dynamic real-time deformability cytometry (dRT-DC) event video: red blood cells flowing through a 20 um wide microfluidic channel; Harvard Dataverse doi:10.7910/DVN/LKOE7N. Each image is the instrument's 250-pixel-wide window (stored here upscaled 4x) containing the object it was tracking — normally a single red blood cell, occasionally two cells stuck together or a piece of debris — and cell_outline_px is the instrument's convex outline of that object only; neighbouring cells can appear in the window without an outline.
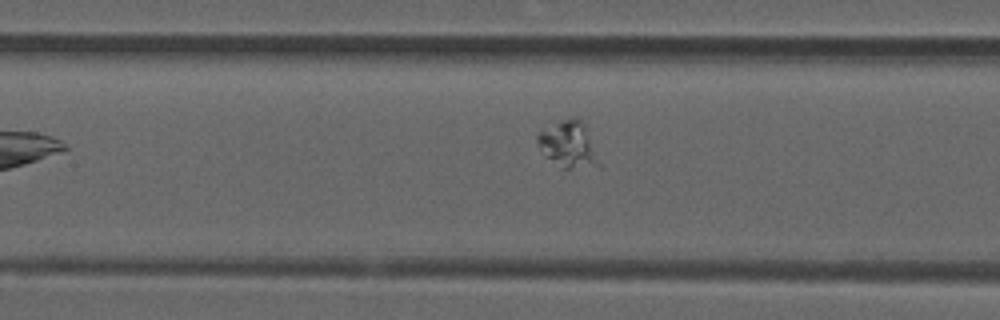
{"species": "common noctule bat (a hibernating species)", "species_latin": "Nyctalus noctula", "temperature_condition": "room temperature", "stored_images_in_passage": 7, "camera_frame_rate_fps": 3000, "um_per_image_px": 0.085, "animal": {"sex": "male", "forearm_length_mm": 52.5}, "frame": {"image": 1, "passage_image": 6, "time_ms": 1.667, "image_size_px": [1000, 320], "cell_outline_px": [[600, 168], [564, 168], [540, 152], [536, 140], [536, 136], [540, 132], [564, 120], [576, 116], [584, 124], [600, 164]], "centroid_in_image_um": [48.32, 12.32], "position_along_channel_um": 159.1, "area_um2": 16.13}}
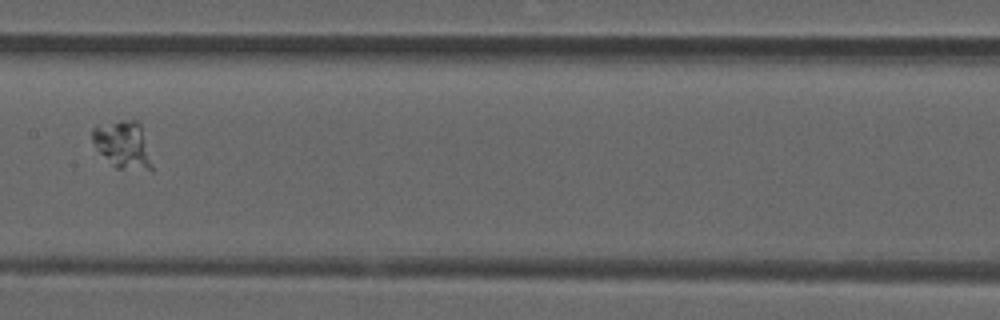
{"frame": {"image": 2, "passage_image": 7, "time_ms": 2.0, "image_size_px": [1000, 320], "cell_outline_px": [[152, 172], [116, 168], [96, 148], [92, 140], [92, 128], [120, 120], [136, 120], [140, 124], [152, 164]], "centroid_in_image_um": [10.47, 12.33], "position_along_channel_um": 196.9, "area_um2": 16.24}}